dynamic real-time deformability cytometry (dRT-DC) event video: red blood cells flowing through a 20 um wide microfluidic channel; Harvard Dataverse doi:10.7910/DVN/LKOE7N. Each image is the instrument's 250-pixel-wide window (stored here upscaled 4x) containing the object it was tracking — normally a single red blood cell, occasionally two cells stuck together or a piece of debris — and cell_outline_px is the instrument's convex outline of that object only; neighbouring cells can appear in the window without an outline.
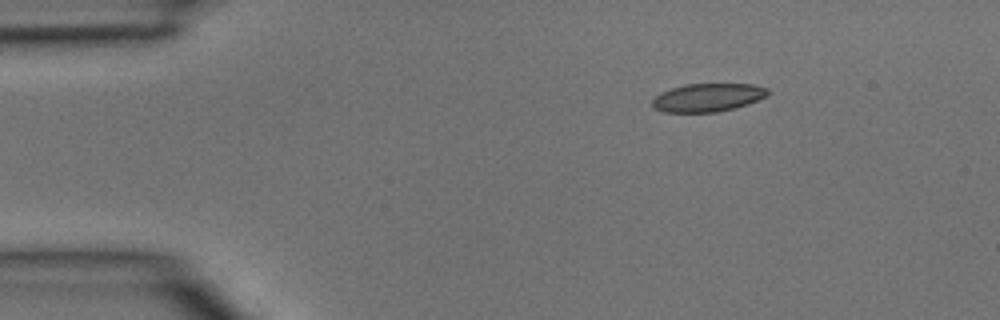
{"species": "common noctule bat (a hibernating species)", "species_latin": "Nyctalus noctula", "temperature_condition": "room temperature", "stored_images_in_passage": 2, "camera_frame_rate_fps": 3000, "um_per_image_px": 0.085, "animal": {"sex": "male", "body_mass_g": 15.6}, "frame": {"image": 1, "passage_image": 2, "time_ms": 0.333, "image_size_px": [1000, 320], "cell_outline_px": [[772, 92], [768, 96], [748, 104], [716, 112], [664, 112], [652, 108], [652, 100], [660, 92], [684, 84], [752, 84], [768, 88]], "centroid_in_image_um": [60.17, 8.28], "position_along_channel_um": 24.8, "area_um2": 19.13}}